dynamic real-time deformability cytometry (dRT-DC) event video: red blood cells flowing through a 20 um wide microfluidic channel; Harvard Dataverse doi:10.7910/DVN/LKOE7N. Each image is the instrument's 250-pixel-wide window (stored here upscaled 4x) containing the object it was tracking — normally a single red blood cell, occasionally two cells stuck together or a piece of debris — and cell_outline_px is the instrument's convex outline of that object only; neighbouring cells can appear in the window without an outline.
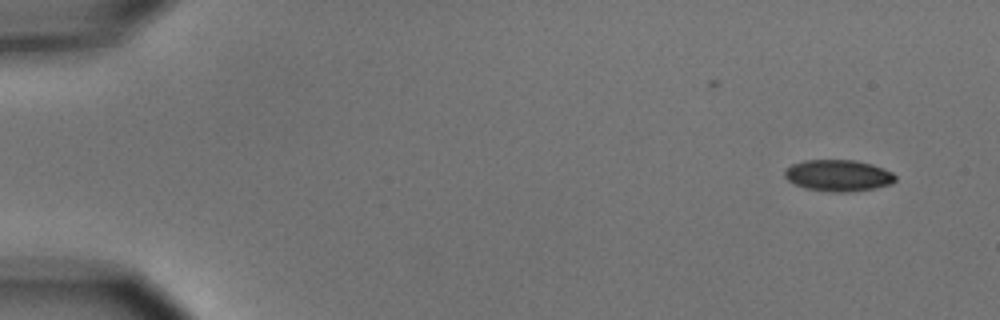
{"species": "common noctule bat (a hibernating species)", "species_latin": "Nyctalus noctula", "temperature_condition": "cold", "stored_images_in_passage": 6, "camera_frame_rate_fps": 3000, "um_per_image_px": 0.085, "animal": {"sex": "male", "body_mass_g": 15.6}, "frame": {"image": 1, "passage_image": 1, "time_ms": 0.0, "image_size_px": [1000, 320], "cell_outline_px": [[896, 180], [892, 184], [872, 188], [848, 192], [832, 192], [804, 188], [788, 180], [784, 176], [784, 168], [792, 164], [804, 160], [856, 160], [872, 164], [884, 168], [892, 172], [896, 176]], "centroid_in_image_um": [71.25, 14.91], "position_along_channel_um": 13.8, "area_um2": 20.4}}
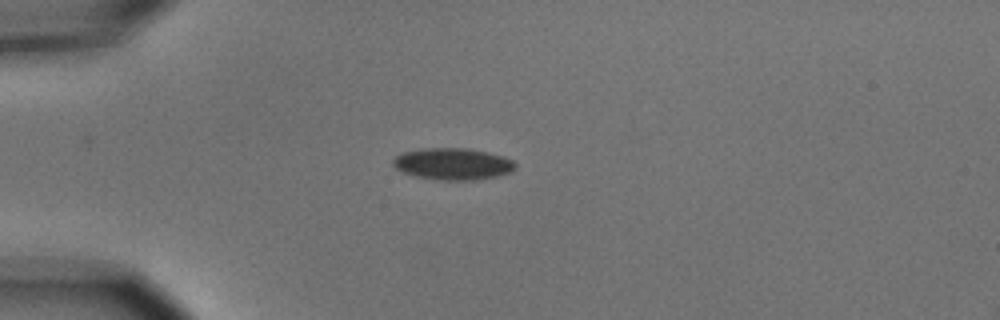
{"frame": {"image": 2, "passage_image": 4, "time_ms": 3.667, "image_size_px": [1000, 320], "cell_outline_px": [[516, 168], [512, 172], [496, 176], [476, 180], [444, 180], [420, 176], [404, 172], [396, 168], [392, 164], [392, 160], [396, 156], [404, 152], [424, 148], [468, 148], [488, 152], [504, 156], [512, 160], [516, 164]], "centroid_in_image_um": [38.54, 13.92], "position_along_channel_um": 46.5, "area_um2": 22.48}}
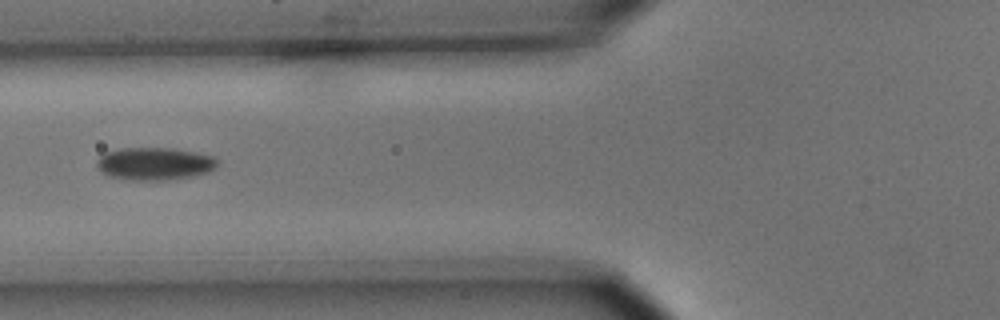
{"frame": {"image": 3, "passage_image": 6, "time_ms": 6.0, "image_size_px": [1000, 320], "cell_outline_px": [[216, 168], [208, 172], [192, 176], [164, 180], [132, 180], [108, 176], [100, 172], [96, 168], [96, 160], [104, 152], [120, 148], [176, 148], [216, 156]], "centroid_in_image_um": [13.1, 13.9], "position_along_channel_um": 112.7, "area_um2": 23.24}}